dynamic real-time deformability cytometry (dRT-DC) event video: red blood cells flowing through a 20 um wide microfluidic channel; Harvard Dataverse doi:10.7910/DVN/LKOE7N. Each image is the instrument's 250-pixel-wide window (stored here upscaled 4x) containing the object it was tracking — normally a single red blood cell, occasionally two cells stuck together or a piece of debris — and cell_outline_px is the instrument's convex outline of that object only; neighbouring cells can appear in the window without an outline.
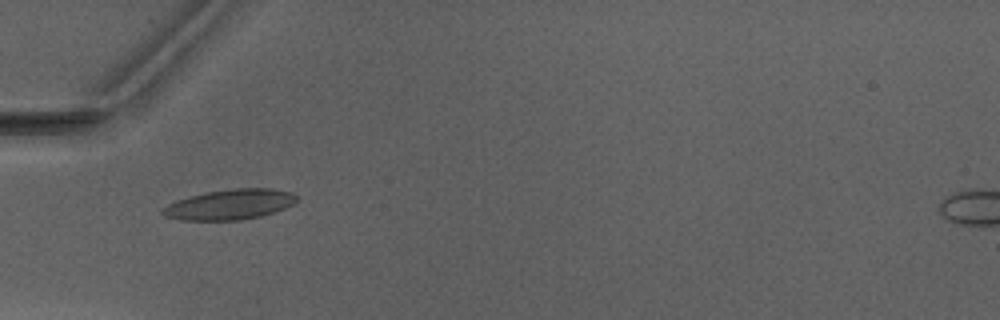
{"species": "Egyptian fruit bat (a non-hibernating species)", "species_latin": "Rousettus aegyptiacus", "temperature_condition": "warm", "stored_images_in_passage": 5, "camera_frame_rate_fps": 3000, "um_per_image_px": 0.085, "animal": {"sex": "male"}, "frame": {"image": 1, "passage_image": 3, "time_ms": 3.333, "image_size_px": [1000, 320], "cell_outline_px": [[296, 200], [292, 204], [284, 208], [260, 216], [240, 220], [180, 220], [168, 216], [160, 212], [168, 204], [176, 200], [188, 196], [208, 192], [232, 188], [272, 188], [292, 192], [296, 196]], "centroid_in_image_um": [19.53, 17.37], "position_along_channel_um": 65.5, "area_um2": 23.41}}
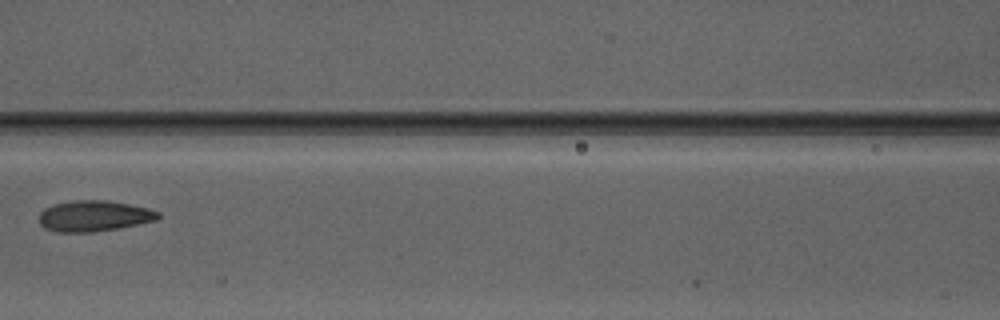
{"frame": {"image": 2, "passage_image": 5, "time_ms": 5.667, "image_size_px": [1000, 320], "cell_outline_px": [[160, 216], [156, 220], [116, 228], [92, 232], [56, 232], [44, 228], [40, 224], [40, 212], [44, 208], [52, 204], [72, 200], [108, 200], [148, 208], [160, 212]], "centroid_in_image_um": [7.95, 18.35], "position_along_channel_um": 158.7, "area_um2": 21.39}}